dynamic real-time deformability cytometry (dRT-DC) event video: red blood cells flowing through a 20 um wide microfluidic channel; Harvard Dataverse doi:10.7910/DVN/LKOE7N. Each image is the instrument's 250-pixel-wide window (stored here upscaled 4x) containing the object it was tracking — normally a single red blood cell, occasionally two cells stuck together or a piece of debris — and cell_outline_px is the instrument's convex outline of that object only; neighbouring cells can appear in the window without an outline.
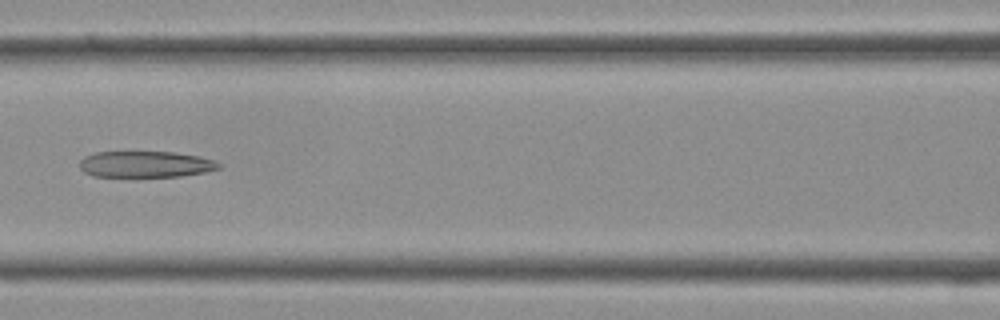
{"species": "Egyptian fruit bat (a non-hibernating species)", "species_latin": "Rousettus aegyptiacus", "temperature_condition": "cold", "stored_images_in_passage": 30, "camera_frame_rate_fps": 3000, "um_per_image_px": 0.085, "frame": {"image": 1, "passage_image": 8, "time_ms": 2.333, "image_size_px": [1000, 320], "cell_outline_px": [[220, 168], [204, 172], [180, 176], [92, 176], [84, 172], [80, 168], [80, 160], [84, 156], [96, 152], [176, 152], [200, 156], [216, 160], [220, 164]], "centroid_in_image_um": [12.38, 13.95], "position_along_channel_um": 154.2, "area_um2": 21.27}}
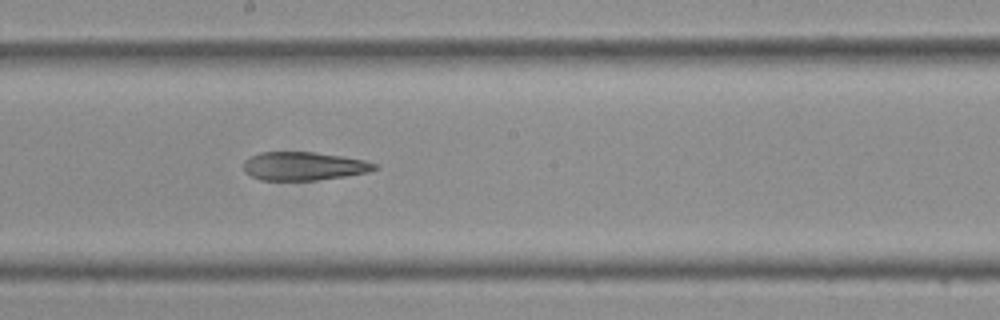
{"frame": {"image": 2, "passage_image": 12, "time_ms": 3.667, "image_size_px": [1000, 320], "cell_outline_px": [[380, 168], [368, 172], [344, 176], [316, 180], [260, 180], [244, 172], [244, 160], [260, 152], [312, 152], [340, 156], [364, 160], [380, 164]], "centroid_in_image_um": [25.84, 14.12], "position_along_channel_um": 222.4, "area_um2": 21.68}}
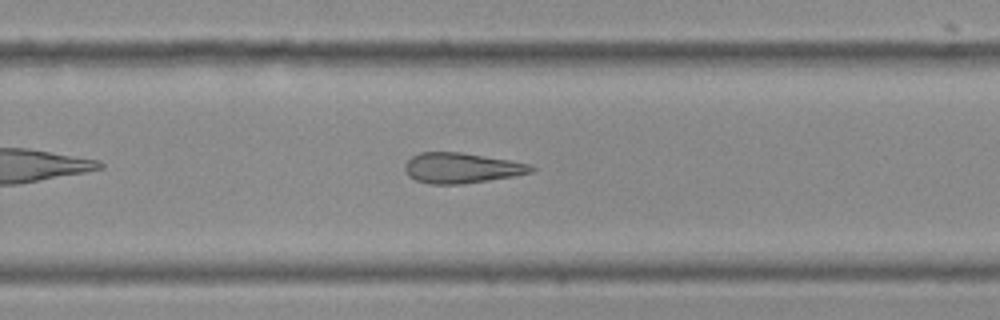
{"frame": {"image": 3, "passage_image": 16, "time_ms": 5.0, "image_size_px": [1000, 320], "cell_outline_px": [[536, 168], [532, 172], [516, 176], [460, 184], [432, 184], [416, 180], [408, 176], [404, 168], [404, 164], [412, 156], [420, 152], [460, 152], [532, 164]], "centroid_in_image_um": [39.23, 14.28], "position_along_channel_um": 290.6, "area_um2": 22.31}}